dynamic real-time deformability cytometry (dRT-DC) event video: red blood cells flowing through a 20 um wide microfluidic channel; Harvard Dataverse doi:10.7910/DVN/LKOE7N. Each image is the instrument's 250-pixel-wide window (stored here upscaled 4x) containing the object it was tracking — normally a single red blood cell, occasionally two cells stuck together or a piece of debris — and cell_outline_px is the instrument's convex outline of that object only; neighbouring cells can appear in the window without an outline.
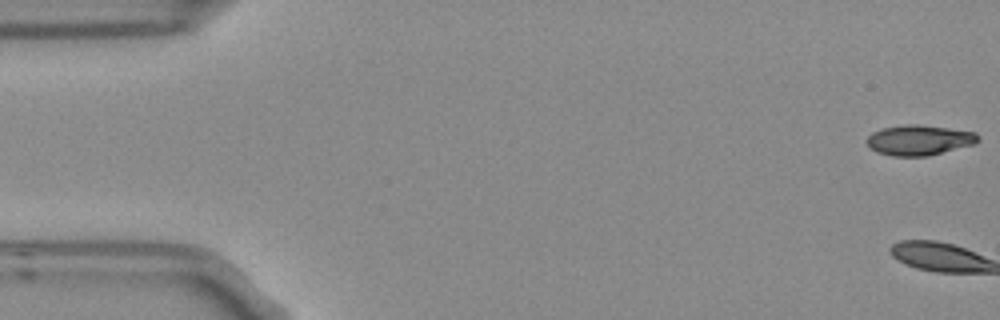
{"species": "Egyptian fruit bat (a non-hibernating species)", "species_latin": "Rousettus aegyptiacus", "temperature_condition": "room temperature", "stored_images_in_passage": 6, "camera_frame_rate_fps": 3000, "um_per_image_px": 0.085, "frame": {"image": 1, "passage_image": 1, "time_ms": 0.0, "image_size_px": [1000, 320], "cell_outline_px": [[980, 140], [976, 144], [928, 156], [892, 156], [876, 152], [864, 140], [872, 132], [884, 128], [904, 124], [916, 124], [948, 128], [976, 132], [980, 136]], "centroid_in_image_um": [78.16, 11.91], "position_along_channel_um": 6.8, "area_um2": 19.77}}
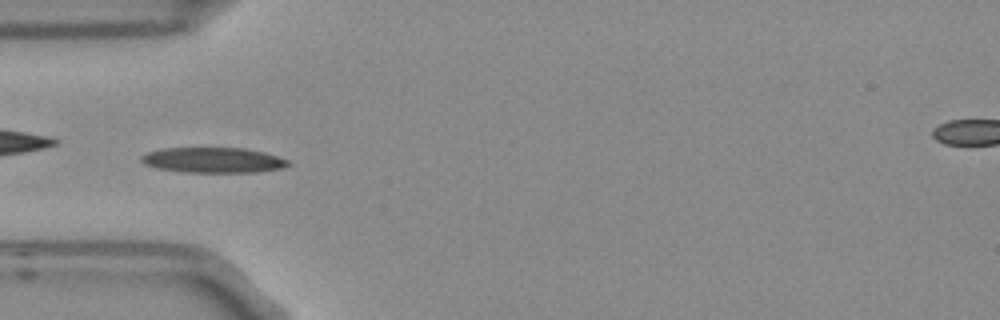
{"frame": {"image": 2, "passage_image": 6, "time_ms": 1.667, "image_size_px": [1000, 320], "cell_outline_px": [[292, 164], [280, 168], [256, 172], [188, 172], [156, 168], [144, 164], [140, 160], [140, 156], [148, 152], [160, 148], [244, 148], [264, 152], [288, 160]], "centroid_in_image_um": [18.09, 13.6], "position_along_channel_um": 66.9, "area_um2": 21.62}}